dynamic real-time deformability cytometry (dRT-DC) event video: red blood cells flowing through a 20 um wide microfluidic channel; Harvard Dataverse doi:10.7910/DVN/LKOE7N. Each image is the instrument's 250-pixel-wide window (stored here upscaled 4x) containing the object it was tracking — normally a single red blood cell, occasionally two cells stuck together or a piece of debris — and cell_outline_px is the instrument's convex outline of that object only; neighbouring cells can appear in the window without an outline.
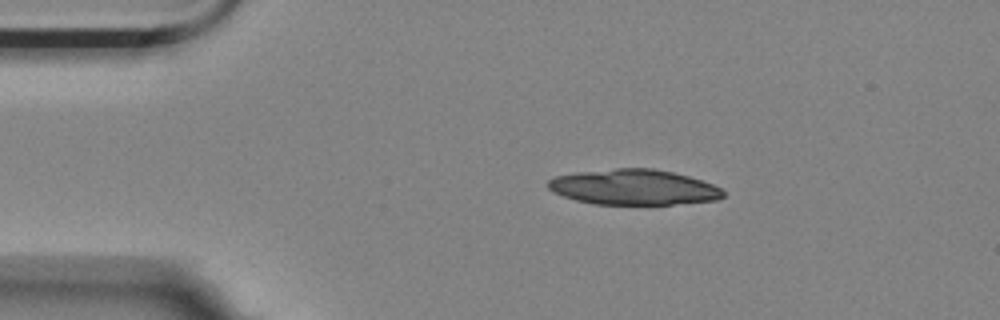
{"species": "Egyptian fruit bat (a non-hibernating species)", "species_latin": "Rousettus aegyptiacus", "temperature_condition": "room temperature", "stored_images_in_passage": 4, "camera_frame_rate_fps": 3000, "um_per_image_px": 0.085, "animal": {"sex": "female"}, "frame": {"image": 1, "passage_image": 2, "time_ms": 0.333, "image_size_px": [1000, 320], "cell_outline_px": [[724, 196], [716, 200], [672, 204], [596, 204], [576, 200], [552, 192], [548, 188], [548, 180], [556, 176], [580, 172], [616, 168], [652, 168], [672, 172], [688, 176], [712, 184], [720, 188], [724, 192]], "centroid_in_image_um": [53.85, 15.91], "position_along_channel_um": 31.1, "area_um2": 35.84}}